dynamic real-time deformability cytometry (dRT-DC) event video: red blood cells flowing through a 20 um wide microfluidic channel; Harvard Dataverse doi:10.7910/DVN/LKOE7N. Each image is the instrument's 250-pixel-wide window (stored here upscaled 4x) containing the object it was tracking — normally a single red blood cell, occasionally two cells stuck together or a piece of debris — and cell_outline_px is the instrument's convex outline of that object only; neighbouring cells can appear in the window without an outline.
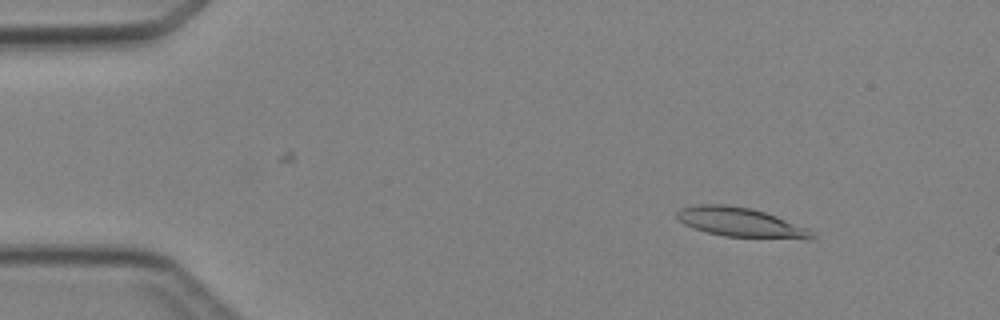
{"species": "Egyptian fruit bat (a non-hibernating species)", "species_latin": "Rousettus aegyptiacus", "temperature_condition": "cold", "stored_images_in_passage": 4, "camera_frame_rate_fps": 3000, "um_per_image_px": 0.085, "animal": {"sex": "female"}, "frame": {"image": 1, "passage_image": 1, "time_ms": 0.0, "image_size_px": [1000, 320], "cell_outline_px": [[816, 236], [812, 240], [804, 240], [724, 236], [692, 228], [684, 224], [676, 216], [676, 212], [680, 208], [700, 204], [724, 204], [752, 208], [776, 216], [808, 228]], "centroid_in_image_um": [63.0, 18.91], "position_along_channel_um": 22.0, "area_um2": 23.35}}